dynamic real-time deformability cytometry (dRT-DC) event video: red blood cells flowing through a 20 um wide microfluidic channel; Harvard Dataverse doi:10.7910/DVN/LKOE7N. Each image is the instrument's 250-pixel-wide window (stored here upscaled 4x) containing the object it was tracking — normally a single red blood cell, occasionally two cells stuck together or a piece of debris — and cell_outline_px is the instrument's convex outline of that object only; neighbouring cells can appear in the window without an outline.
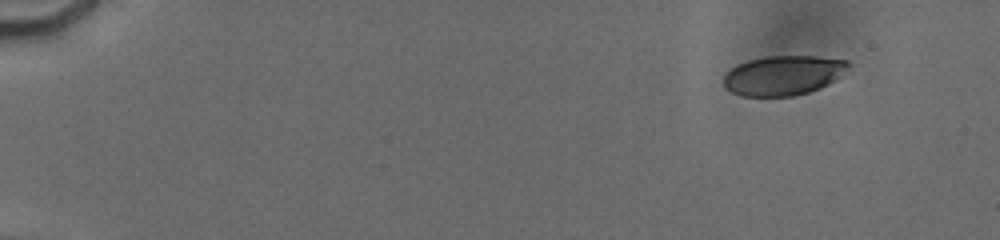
{"species": "human", "species_latin": "Homo sapiens", "temperature_condition": "cold", "stored_images_in_passage": 10, "camera_frame_rate_fps": 3000, "um_per_image_px": 0.085, "donor": {"sex": "male"}, "frame": {"image": 1, "passage_image": 1, "time_ms": 0.0, "image_size_px": [1000, 240], "cell_outline_px": [[852, 64], [836, 80], [820, 88], [808, 92], [792, 96], [740, 96], [732, 92], [724, 84], [724, 76], [736, 64], [748, 60], [768, 56], [816, 56], [848, 60]], "centroid_in_image_um": [66.61, 6.4], "position_along_channel_um": 18.4, "area_um2": 28.84}}
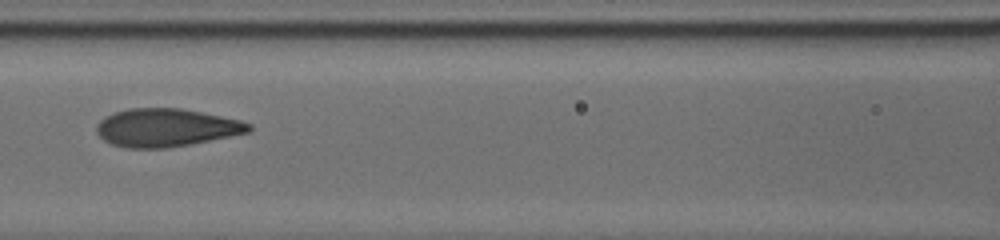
{"frame": {"image": 2, "passage_image": 9, "time_ms": 7.333, "image_size_px": [1000, 240], "cell_outline_px": [[252, 128], [248, 132], [188, 144], [164, 148], [128, 148], [112, 144], [104, 140], [96, 132], [96, 124], [104, 116], [128, 108], [180, 108], [240, 120], [252, 124]], "centroid_in_image_um": [14.07, 10.84], "position_along_channel_um": 152.5, "area_um2": 33.41}}